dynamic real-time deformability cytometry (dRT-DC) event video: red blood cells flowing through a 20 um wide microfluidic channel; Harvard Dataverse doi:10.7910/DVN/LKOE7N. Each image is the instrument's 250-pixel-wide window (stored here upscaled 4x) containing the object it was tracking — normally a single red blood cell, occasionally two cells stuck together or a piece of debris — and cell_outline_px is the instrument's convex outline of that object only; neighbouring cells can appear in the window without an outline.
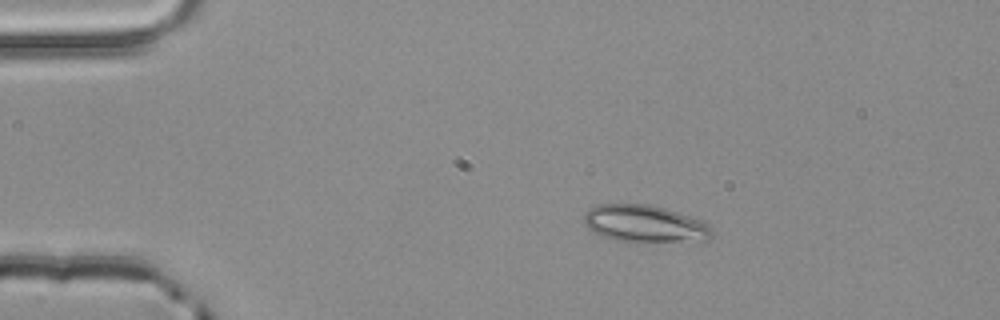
{"species": "common noctule bat (a hibernating species)", "species_latin": "Nyctalus noctula", "temperature_condition": "room temperature", "stored_images_in_passage": 2, "camera_frame_rate_fps": 3000, "um_per_image_px": 0.085, "animal": {"sex": "male", "body_mass_g": 20.4}, "frame": {"image": 1, "passage_image": 1, "time_ms": 0.0, "image_size_px": [1000, 320], "cell_outline_px": [[712, 236], [708, 240], [636, 244], [616, 240], [604, 236], [588, 228], [584, 224], [584, 216], [588, 208], [596, 204], [652, 204], [688, 216], [712, 228]], "centroid_in_image_um": [54.76, 19.05], "position_along_channel_um": 30.2, "area_um2": 28.03}}